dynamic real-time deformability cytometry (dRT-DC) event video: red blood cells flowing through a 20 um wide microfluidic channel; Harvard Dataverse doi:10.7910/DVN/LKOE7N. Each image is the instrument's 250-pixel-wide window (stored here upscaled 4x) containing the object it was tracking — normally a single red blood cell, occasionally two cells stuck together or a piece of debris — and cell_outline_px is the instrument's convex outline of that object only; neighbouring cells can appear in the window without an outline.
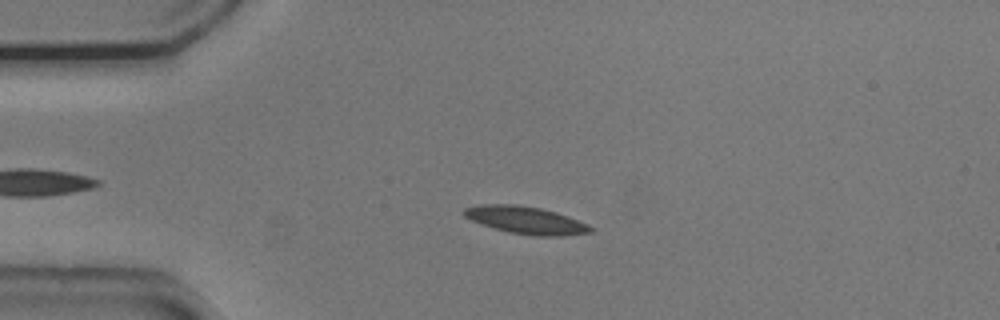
{"species": "common noctule bat (a hibernating species)", "species_latin": "Nyctalus noctula", "temperature_condition": "cold", "stored_images_in_passage": 49, "camera_frame_rate_fps": 3000, "um_per_image_px": 0.085, "animal": {"sex": "male", "body_mass_g": 20.5, "forearm_length_mm": 52.5}, "frame": {"image": 1, "passage_image": 12, "time_ms": 3.667, "image_size_px": [1000, 320], "cell_outline_px": [[596, 228], [592, 232], [560, 236], [536, 236], [508, 232], [480, 224], [464, 216], [460, 212], [464, 208], [480, 204], [516, 204], [540, 208], [556, 212], [568, 216], [588, 224]], "centroid_in_image_um": [44.69, 18.71], "position_along_channel_um": 40.3, "area_um2": 20.4}}
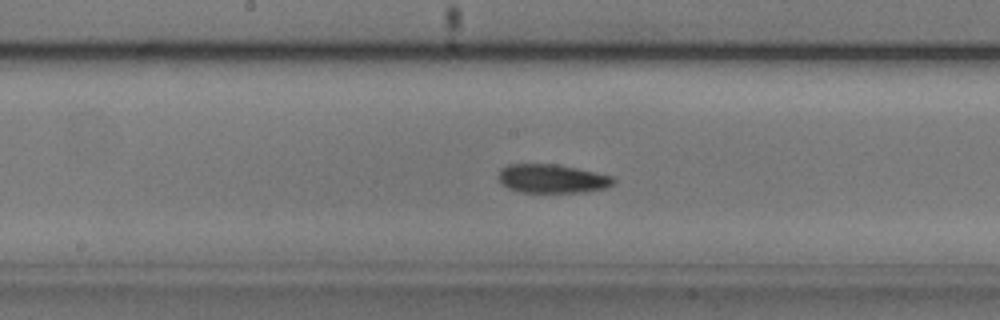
{"frame": {"image": 2, "passage_image": 27, "time_ms": 8.667, "image_size_px": [1000, 320], "cell_outline_px": [[616, 184], [604, 188], [584, 192], [520, 192], [508, 188], [496, 176], [508, 164], [556, 164], [596, 172], [612, 176], [616, 180]], "centroid_in_image_um": [46.97, 15.19], "position_along_channel_um": 201.2, "area_um2": 19.19}}
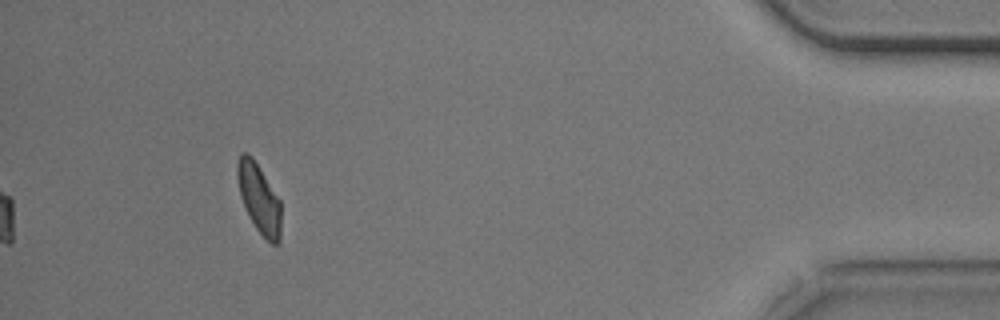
{"frame": {"image": 3, "passage_image": 49, "time_ms": 16.0, "image_size_px": [1000, 320], "cell_outline_px": [[280, 244], [272, 244], [256, 228], [240, 196], [236, 176], [236, 164], [240, 152], [248, 152], [252, 156], [280, 200]], "centroid_in_image_um": [22.0, 16.81], "position_along_channel_um": 413.2, "area_um2": 17.46}, "authors_computed_cell_mechanics": {"area_um2": 19.0162, "velocity_mm_per_s": 3.7439, "shape_relaxation_time_tau1_ms": 9.4989, "shape_relaxation_time_tau2_ms": 9.5379, "deformation_change_tau1": 0.1634, "deformation_change_tau2": 0.1916}}